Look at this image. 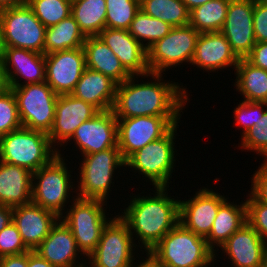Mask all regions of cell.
I'll use <instances>...</instances> for the list:
<instances>
[{"mask_svg":"<svg viewBox=\"0 0 267 267\" xmlns=\"http://www.w3.org/2000/svg\"><path fill=\"white\" fill-rule=\"evenodd\" d=\"M148 76L155 81L139 84L135 76H131L117 85L112 108L116 118L181 117L180 112L189 100L186 88H181L178 82H165L160 73H149Z\"/></svg>","mask_w":267,"mask_h":267,"instance_id":"obj_1","label":"cell"},{"mask_svg":"<svg viewBox=\"0 0 267 267\" xmlns=\"http://www.w3.org/2000/svg\"><path fill=\"white\" fill-rule=\"evenodd\" d=\"M167 189L155 187L153 197L133 196L124 213L117 215L137 235L146 254L179 223V200L169 197Z\"/></svg>","mask_w":267,"mask_h":267,"instance_id":"obj_2","label":"cell"},{"mask_svg":"<svg viewBox=\"0 0 267 267\" xmlns=\"http://www.w3.org/2000/svg\"><path fill=\"white\" fill-rule=\"evenodd\" d=\"M147 257L160 267H208L216 260V253L204 237L179 222L147 253Z\"/></svg>","mask_w":267,"mask_h":267,"instance_id":"obj_3","label":"cell"},{"mask_svg":"<svg viewBox=\"0 0 267 267\" xmlns=\"http://www.w3.org/2000/svg\"><path fill=\"white\" fill-rule=\"evenodd\" d=\"M52 146L48 134L21 127L0 137V161L33 173L58 155Z\"/></svg>","mask_w":267,"mask_h":267,"instance_id":"obj_4","label":"cell"},{"mask_svg":"<svg viewBox=\"0 0 267 267\" xmlns=\"http://www.w3.org/2000/svg\"><path fill=\"white\" fill-rule=\"evenodd\" d=\"M61 156L58 150V155L48 164L33 172L31 196L32 203L54 212L59 218L64 215L63 207H66L73 187L69 178L72 176L69 175L64 157Z\"/></svg>","mask_w":267,"mask_h":267,"instance_id":"obj_5","label":"cell"},{"mask_svg":"<svg viewBox=\"0 0 267 267\" xmlns=\"http://www.w3.org/2000/svg\"><path fill=\"white\" fill-rule=\"evenodd\" d=\"M106 203L73 197V204L70 209L67 208L66 216L60 217L70 228L77 248L87 257L96 249L102 231L110 221L105 215L106 209L103 208Z\"/></svg>","mask_w":267,"mask_h":267,"instance_id":"obj_6","label":"cell"},{"mask_svg":"<svg viewBox=\"0 0 267 267\" xmlns=\"http://www.w3.org/2000/svg\"><path fill=\"white\" fill-rule=\"evenodd\" d=\"M77 198L106 202L115 169L125 166L118 147L83 156Z\"/></svg>","mask_w":267,"mask_h":267,"instance_id":"obj_7","label":"cell"},{"mask_svg":"<svg viewBox=\"0 0 267 267\" xmlns=\"http://www.w3.org/2000/svg\"><path fill=\"white\" fill-rule=\"evenodd\" d=\"M10 88L16 97L22 127L49 134L58 95L46 82Z\"/></svg>","mask_w":267,"mask_h":267,"instance_id":"obj_8","label":"cell"},{"mask_svg":"<svg viewBox=\"0 0 267 267\" xmlns=\"http://www.w3.org/2000/svg\"><path fill=\"white\" fill-rule=\"evenodd\" d=\"M178 126V124L175 125L164 137L150 142L133 153L125 161V167L128 166V168H134L135 172H141L154 187L169 188V178L172 177L175 167L174 139Z\"/></svg>","mask_w":267,"mask_h":267,"instance_id":"obj_9","label":"cell"},{"mask_svg":"<svg viewBox=\"0 0 267 267\" xmlns=\"http://www.w3.org/2000/svg\"><path fill=\"white\" fill-rule=\"evenodd\" d=\"M46 27L26 4L2 9V47H15L44 54Z\"/></svg>","mask_w":267,"mask_h":267,"instance_id":"obj_10","label":"cell"},{"mask_svg":"<svg viewBox=\"0 0 267 267\" xmlns=\"http://www.w3.org/2000/svg\"><path fill=\"white\" fill-rule=\"evenodd\" d=\"M200 33L191 25L172 27L162 39L147 49L150 73L162 74L167 68L190 63ZM181 63V64H180Z\"/></svg>","mask_w":267,"mask_h":267,"instance_id":"obj_11","label":"cell"},{"mask_svg":"<svg viewBox=\"0 0 267 267\" xmlns=\"http://www.w3.org/2000/svg\"><path fill=\"white\" fill-rule=\"evenodd\" d=\"M133 239L127 224L119 216L110 218L102 231L96 249L87 257L90 261L88 264L95 267L135 266L133 247L137 245Z\"/></svg>","mask_w":267,"mask_h":267,"instance_id":"obj_12","label":"cell"},{"mask_svg":"<svg viewBox=\"0 0 267 267\" xmlns=\"http://www.w3.org/2000/svg\"><path fill=\"white\" fill-rule=\"evenodd\" d=\"M116 119L118 148L126 161L137 150L164 137L179 123L180 117L140 116Z\"/></svg>","mask_w":267,"mask_h":267,"instance_id":"obj_13","label":"cell"},{"mask_svg":"<svg viewBox=\"0 0 267 267\" xmlns=\"http://www.w3.org/2000/svg\"><path fill=\"white\" fill-rule=\"evenodd\" d=\"M45 82L57 95L71 94L86 69L83 48L45 54Z\"/></svg>","mask_w":267,"mask_h":267,"instance_id":"obj_14","label":"cell"},{"mask_svg":"<svg viewBox=\"0 0 267 267\" xmlns=\"http://www.w3.org/2000/svg\"><path fill=\"white\" fill-rule=\"evenodd\" d=\"M253 0H230L221 33L239 59H245L256 44L253 29Z\"/></svg>","mask_w":267,"mask_h":267,"instance_id":"obj_15","label":"cell"},{"mask_svg":"<svg viewBox=\"0 0 267 267\" xmlns=\"http://www.w3.org/2000/svg\"><path fill=\"white\" fill-rule=\"evenodd\" d=\"M225 196L204 187L193 198L179 200V222L193 233L206 238L213 226L219 207Z\"/></svg>","mask_w":267,"mask_h":267,"instance_id":"obj_16","label":"cell"},{"mask_svg":"<svg viewBox=\"0 0 267 267\" xmlns=\"http://www.w3.org/2000/svg\"><path fill=\"white\" fill-rule=\"evenodd\" d=\"M72 139L83 156L118 147L117 119L113 110L100 111L84 121L68 141Z\"/></svg>","mask_w":267,"mask_h":267,"instance_id":"obj_17","label":"cell"},{"mask_svg":"<svg viewBox=\"0 0 267 267\" xmlns=\"http://www.w3.org/2000/svg\"><path fill=\"white\" fill-rule=\"evenodd\" d=\"M100 111L93 105L74 97L72 94L58 95L55 119L48 134L54 147L68 143L75 130L84 122L93 118Z\"/></svg>","mask_w":267,"mask_h":267,"instance_id":"obj_18","label":"cell"},{"mask_svg":"<svg viewBox=\"0 0 267 267\" xmlns=\"http://www.w3.org/2000/svg\"><path fill=\"white\" fill-rule=\"evenodd\" d=\"M0 58L10 87L45 82L44 54L22 48L2 47ZM21 77L25 79L24 83L21 82L22 84L18 80Z\"/></svg>","mask_w":267,"mask_h":267,"instance_id":"obj_19","label":"cell"},{"mask_svg":"<svg viewBox=\"0 0 267 267\" xmlns=\"http://www.w3.org/2000/svg\"><path fill=\"white\" fill-rule=\"evenodd\" d=\"M220 248L234 267H264L267 264V244L248 223Z\"/></svg>","mask_w":267,"mask_h":267,"instance_id":"obj_20","label":"cell"},{"mask_svg":"<svg viewBox=\"0 0 267 267\" xmlns=\"http://www.w3.org/2000/svg\"><path fill=\"white\" fill-rule=\"evenodd\" d=\"M98 36L131 76L148 77L150 70L147 65V49L128 30L106 27Z\"/></svg>","mask_w":267,"mask_h":267,"instance_id":"obj_21","label":"cell"},{"mask_svg":"<svg viewBox=\"0 0 267 267\" xmlns=\"http://www.w3.org/2000/svg\"><path fill=\"white\" fill-rule=\"evenodd\" d=\"M59 217L52 211L32 202L13 207V222L18 228L25 246L34 251L48 236Z\"/></svg>","mask_w":267,"mask_h":267,"instance_id":"obj_22","label":"cell"},{"mask_svg":"<svg viewBox=\"0 0 267 267\" xmlns=\"http://www.w3.org/2000/svg\"><path fill=\"white\" fill-rule=\"evenodd\" d=\"M34 251L56 267H80L84 264L82 261L77 262L78 253L83 255L77 248L70 228L61 218L51 227L48 236Z\"/></svg>","mask_w":267,"mask_h":267,"instance_id":"obj_23","label":"cell"},{"mask_svg":"<svg viewBox=\"0 0 267 267\" xmlns=\"http://www.w3.org/2000/svg\"><path fill=\"white\" fill-rule=\"evenodd\" d=\"M239 58L232 51L226 37L220 32L200 33L192 58V65L202 70L218 71L232 67L235 69Z\"/></svg>","mask_w":267,"mask_h":267,"instance_id":"obj_24","label":"cell"},{"mask_svg":"<svg viewBox=\"0 0 267 267\" xmlns=\"http://www.w3.org/2000/svg\"><path fill=\"white\" fill-rule=\"evenodd\" d=\"M117 85L102 73L86 68L71 94L99 111H107L113 108Z\"/></svg>","mask_w":267,"mask_h":267,"instance_id":"obj_25","label":"cell"},{"mask_svg":"<svg viewBox=\"0 0 267 267\" xmlns=\"http://www.w3.org/2000/svg\"><path fill=\"white\" fill-rule=\"evenodd\" d=\"M32 172L0 161V205L16 207L31 202Z\"/></svg>","mask_w":267,"mask_h":267,"instance_id":"obj_26","label":"cell"},{"mask_svg":"<svg viewBox=\"0 0 267 267\" xmlns=\"http://www.w3.org/2000/svg\"><path fill=\"white\" fill-rule=\"evenodd\" d=\"M86 68L111 78L121 84L131 77L118 57L99 36H89L83 44Z\"/></svg>","mask_w":267,"mask_h":267,"instance_id":"obj_27","label":"cell"},{"mask_svg":"<svg viewBox=\"0 0 267 267\" xmlns=\"http://www.w3.org/2000/svg\"><path fill=\"white\" fill-rule=\"evenodd\" d=\"M245 223H247L246 203L243 202L237 205L232 202L228 203V200H226L219 207L212 229L205 238L208 246L215 252L216 245L221 247Z\"/></svg>","mask_w":267,"mask_h":267,"instance_id":"obj_28","label":"cell"},{"mask_svg":"<svg viewBox=\"0 0 267 267\" xmlns=\"http://www.w3.org/2000/svg\"><path fill=\"white\" fill-rule=\"evenodd\" d=\"M86 38L75 18L70 15L58 24L46 28L44 55L56 51L81 48Z\"/></svg>","mask_w":267,"mask_h":267,"instance_id":"obj_29","label":"cell"},{"mask_svg":"<svg viewBox=\"0 0 267 267\" xmlns=\"http://www.w3.org/2000/svg\"><path fill=\"white\" fill-rule=\"evenodd\" d=\"M236 89L244 101L267 103V71L253 66L246 59H239L235 68Z\"/></svg>","mask_w":267,"mask_h":267,"instance_id":"obj_30","label":"cell"},{"mask_svg":"<svg viewBox=\"0 0 267 267\" xmlns=\"http://www.w3.org/2000/svg\"><path fill=\"white\" fill-rule=\"evenodd\" d=\"M106 0H73L71 15L86 37L106 28Z\"/></svg>","mask_w":267,"mask_h":267,"instance_id":"obj_31","label":"cell"},{"mask_svg":"<svg viewBox=\"0 0 267 267\" xmlns=\"http://www.w3.org/2000/svg\"><path fill=\"white\" fill-rule=\"evenodd\" d=\"M230 0H210L195 7L189 14V25L199 33L221 31Z\"/></svg>","mask_w":267,"mask_h":267,"instance_id":"obj_32","label":"cell"},{"mask_svg":"<svg viewBox=\"0 0 267 267\" xmlns=\"http://www.w3.org/2000/svg\"><path fill=\"white\" fill-rule=\"evenodd\" d=\"M140 9L172 27L189 24L190 11L182 0H140Z\"/></svg>","mask_w":267,"mask_h":267,"instance_id":"obj_33","label":"cell"},{"mask_svg":"<svg viewBox=\"0 0 267 267\" xmlns=\"http://www.w3.org/2000/svg\"><path fill=\"white\" fill-rule=\"evenodd\" d=\"M172 26L145 14L141 9L131 22L129 33L146 49L167 35ZM147 41V42H146ZM146 42V43H144Z\"/></svg>","mask_w":267,"mask_h":267,"instance_id":"obj_34","label":"cell"},{"mask_svg":"<svg viewBox=\"0 0 267 267\" xmlns=\"http://www.w3.org/2000/svg\"><path fill=\"white\" fill-rule=\"evenodd\" d=\"M27 5L47 28L71 15V0H27Z\"/></svg>","mask_w":267,"mask_h":267,"instance_id":"obj_35","label":"cell"},{"mask_svg":"<svg viewBox=\"0 0 267 267\" xmlns=\"http://www.w3.org/2000/svg\"><path fill=\"white\" fill-rule=\"evenodd\" d=\"M106 27L129 30L140 11V0H106Z\"/></svg>","mask_w":267,"mask_h":267,"instance_id":"obj_36","label":"cell"},{"mask_svg":"<svg viewBox=\"0 0 267 267\" xmlns=\"http://www.w3.org/2000/svg\"><path fill=\"white\" fill-rule=\"evenodd\" d=\"M22 127L16 97L10 89L0 95V137Z\"/></svg>","mask_w":267,"mask_h":267,"instance_id":"obj_37","label":"cell"},{"mask_svg":"<svg viewBox=\"0 0 267 267\" xmlns=\"http://www.w3.org/2000/svg\"><path fill=\"white\" fill-rule=\"evenodd\" d=\"M241 137L240 147L260 153L259 155H263L267 161V107L264 115L259 116L257 124Z\"/></svg>","mask_w":267,"mask_h":267,"instance_id":"obj_38","label":"cell"},{"mask_svg":"<svg viewBox=\"0 0 267 267\" xmlns=\"http://www.w3.org/2000/svg\"><path fill=\"white\" fill-rule=\"evenodd\" d=\"M245 203L247 223L267 244V204L258 201L251 193Z\"/></svg>","mask_w":267,"mask_h":267,"instance_id":"obj_39","label":"cell"},{"mask_svg":"<svg viewBox=\"0 0 267 267\" xmlns=\"http://www.w3.org/2000/svg\"><path fill=\"white\" fill-rule=\"evenodd\" d=\"M263 107H267L266 102H240L238 106L234 109L235 123L239 126H243V132L241 135L245 134L250 128H253L260 115H264L265 110Z\"/></svg>","mask_w":267,"mask_h":267,"instance_id":"obj_40","label":"cell"},{"mask_svg":"<svg viewBox=\"0 0 267 267\" xmlns=\"http://www.w3.org/2000/svg\"><path fill=\"white\" fill-rule=\"evenodd\" d=\"M30 251L24 244L17 226L12 221L0 231V258Z\"/></svg>","mask_w":267,"mask_h":267,"instance_id":"obj_41","label":"cell"},{"mask_svg":"<svg viewBox=\"0 0 267 267\" xmlns=\"http://www.w3.org/2000/svg\"><path fill=\"white\" fill-rule=\"evenodd\" d=\"M253 29L256 42H267V4L254 2Z\"/></svg>","mask_w":267,"mask_h":267,"instance_id":"obj_42","label":"cell"},{"mask_svg":"<svg viewBox=\"0 0 267 267\" xmlns=\"http://www.w3.org/2000/svg\"><path fill=\"white\" fill-rule=\"evenodd\" d=\"M253 174L251 194L258 200L267 204V161Z\"/></svg>","mask_w":267,"mask_h":267,"instance_id":"obj_43","label":"cell"},{"mask_svg":"<svg viewBox=\"0 0 267 267\" xmlns=\"http://www.w3.org/2000/svg\"><path fill=\"white\" fill-rule=\"evenodd\" d=\"M245 59L253 66L267 71V42H256Z\"/></svg>","mask_w":267,"mask_h":267,"instance_id":"obj_44","label":"cell"},{"mask_svg":"<svg viewBox=\"0 0 267 267\" xmlns=\"http://www.w3.org/2000/svg\"><path fill=\"white\" fill-rule=\"evenodd\" d=\"M0 267H28V252L1 257Z\"/></svg>","mask_w":267,"mask_h":267,"instance_id":"obj_45","label":"cell"},{"mask_svg":"<svg viewBox=\"0 0 267 267\" xmlns=\"http://www.w3.org/2000/svg\"><path fill=\"white\" fill-rule=\"evenodd\" d=\"M28 267H56L42 258L35 251H28Z\"/></svg>","mask_w":267,"mask_h":267,"instance_id":"obj_46","label":"cell"},{"mask_svg":"<svg viewBox=\"0 0 267 267\" xmlns=\"http://www.w3.org/2000/svg\"><path fill=\"white\" fill-rule=\"evenodd\" d=\"M13 220V207L0 205V231Z\"/></svg>","mask_w":267,"mask_h":267,"instance_id":"obj_47","label":"cell"},{"mask_svg":"<svg viewBox=\"0 0 267 267\" xmlns=\"http://www.w3.org/2000/svg\"><path fill=\"white\" fill-rule=\"evenodd\" d=\"M10 85H9V81H8V77L6 75V72L3 68V64L0 58V95H3L4 93H6L7 91H9Z\"/></svg>","mask_w":267,"mask_h":267,"instance_id":"obj_48","label":"cell"},{"mask_svg":"<svg viewBox=\"0 0 267 267\" xmlns=\"http://www.w3.org/2000/svg\"><path fill=\"white\" fill-rule=\"evenodd\" d=\"M27 0H0V8H7L12 6H19L26 4Z\"/></svg>","mask_w":267,"mask_h":267,"instance_id":"obj_49","label":"cell"},{"mask_svg":"<svg viewBox=\"0 0 267 267\" xmlns=\"http://www.w3.org/2000/svg\"><path fill=\"white\" fill-rule=\"evenodd\" d=\"M184 4L187 6V9L191 11L195 7L205 4L207 1L210 0H182Z\"/></svg>","mask_w":267,"mask_h":267,"instance_id":"obj_50","label":"cell"},{"mask_svg":"<svg viewBox=\"0 0 267 267\" xmlns=\"http://www.w3.org/2000/svg\"><path fill=\"white\" fill-rule=\"evenodd\" d=\"M143 260V262H140L139 264L135 265V267H160L156 265L149 257Z\"/></svg>","mask_w":267,"mask_h":267,"instance_id":"obj_51","label":"cell"},{"mask_svg":"<svg viewBox=\"0 0 267 267\" xmlns=\"http://www.w3.org/2000/svg\"><path fill=\"white\" fill-rule=\"evenodd\" d=\"M1 15H2V8H0V55H1V50H2Z\"/></svg>","mask_w":267,"mask_h":267,"instance_id":"obj_52","label":"cell"},{"mask_svg":"<svg viewBox=\"0 0 267 267\" xmlns=\"http://www.w3.org/2000/svg\"><path fill=\"white\" fill-rule=\"evenodd\" d=\"M254 2H261V3H266L267 4V0H253Z\"/></svg>","mask_w":267,"mask_h":267,"instance_id":"obj_53","label":"cell"},{"mask_svg":"<svg viewBox=\"0 0 267 267\" xmlns=\"http://www.w3.org/2000/svg\"><path fill=\"white\" fill-rule=\"evenodd\" d=\"M86 264H87V262H86V263L84 262V264H81L80 267H95V266H93L92 264H91L90 266H86Z\"/></svg>","mask_w":267,"mask_h":267,"instance_id":"obj_54","label":"cell"}]
</instances>
